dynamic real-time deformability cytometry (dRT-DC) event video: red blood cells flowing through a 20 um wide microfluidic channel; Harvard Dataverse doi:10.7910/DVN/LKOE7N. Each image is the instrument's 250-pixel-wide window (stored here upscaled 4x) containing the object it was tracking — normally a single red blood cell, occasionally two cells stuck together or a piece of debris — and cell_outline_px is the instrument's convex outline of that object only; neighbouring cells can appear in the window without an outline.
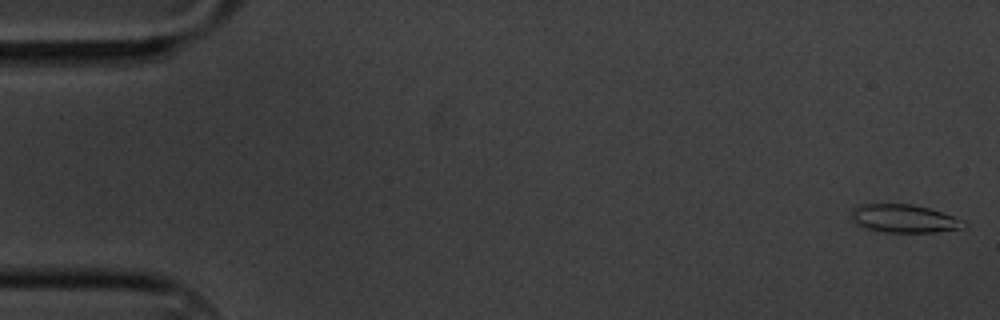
{"species": "common noctule bat (a hibernating species)", "species_latin": "Nyctalus noctula", "temperature_condition": "cold", "stored_images_in_passage": 58, "camera_frame_rate_fps": 3000, "um_per_image_px": 0.085, "animal": {"sex": "male", "body_mass_g": 20.1, "forearm_length_mm": 53.5}, "frame": {"image": 1, "passage_image": 1, "time_ms": 0.0, "image_size_px": [1000, 320], "cell_outline_px": [[968, 224], [964, 228], [936, 232], [884, 232], [864, 228], [856, 224], [852, 220], [852, 212], [860, 204], [912, 204], [928, 208], [964, 220]], "centroid_in_image_um": [76.86, 18.59], "position_along_channel_um": 8.1, "area_um2": 18.38}}
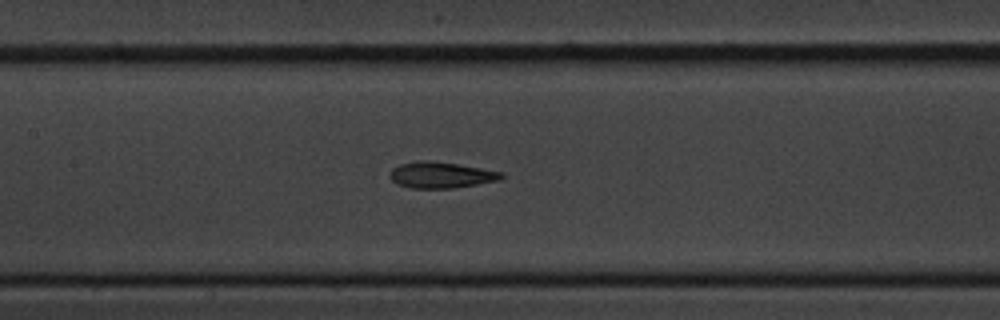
{"frame": {"image": 2, "passage_image": 27, "time_ms": 8.667, "image_size_px": [1000, 320], "cell_outline_px": [[504, 176], [500, 180], [452, 188], [412, 188], [396, 184], [388, 176], [392, 168], [400, 164], [416, 160], [428, 160], [456, 164], [504, 172]], "centroid_in_image_um": [37.45, 14.87], "position_along_channel_um": 170.0, "area_um2": 16.99}}
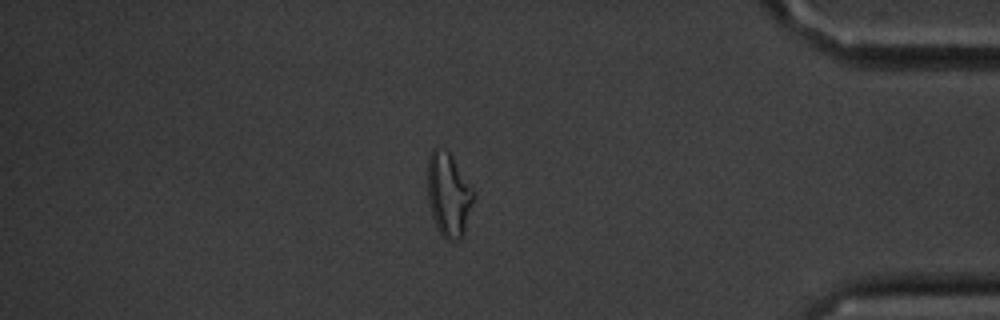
{"frame": {"image": 3, "passage_image": 50, "time_ms": 16.333, "image_size_px": [1000, 320], "cell_outline_px": [[476, 192], [464, 236], [460, 240], [448, 240], [436, 228], [432, 216], [428, 200], [428, 156], [432, 148], [436, 148], [448, 152], [452, 156]], "centroid_in_image_um": [38.15, 16.57], "position_along_channel_um": 397.0, "area_um2": 22.66}, "authors_computed_cell_mechanics": {"area_um2": 17.6868, "velocity_mm_per_s": 3.3879, "shape_relaxation_time_tau1_ms": 3.8921, "shape_relaxation_time_tau2_ms": 3.3866, "deformation_change_tau1": 0.1396, "deformation_change_tau2": 0.114}}